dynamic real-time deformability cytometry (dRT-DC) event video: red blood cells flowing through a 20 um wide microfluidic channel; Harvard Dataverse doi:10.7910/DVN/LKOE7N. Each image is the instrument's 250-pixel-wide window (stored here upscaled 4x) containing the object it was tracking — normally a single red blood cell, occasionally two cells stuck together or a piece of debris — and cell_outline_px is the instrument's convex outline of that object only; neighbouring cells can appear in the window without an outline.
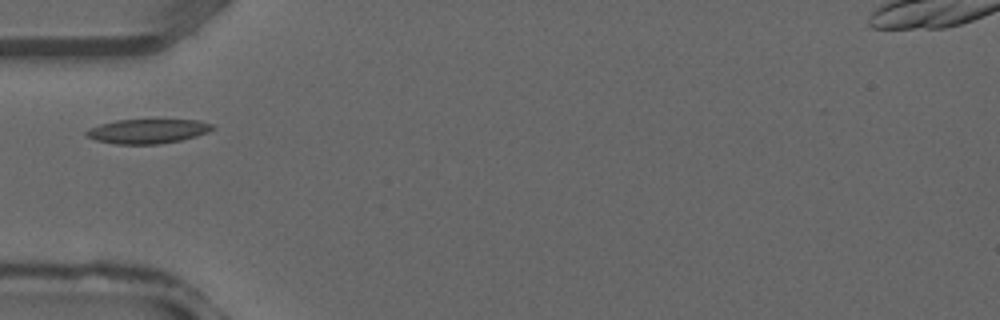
{"species": "common noctule bat (a hibernating species)", "species_latin": "Nyctalus noctula", "temperature_condition": "warm", "stored_images_in_passage": 23, "camera_frame_rate_fps": 3000, "um_per_image_px": 0.085, "animal": {"sex": "male", "forearm_length_mm": 52.5}, "frame": {"image": 1, "passage_image": 1, "time_ms": 0.0, "image_size_px": [1000, 320], "cell_outline_px": [[216, 128], [208, 132], [196, 136], [180, 140], [160, 144], [116, 144], [96, 140], [88, 136], [84, 132], [88, 128], [100, 124], [116, 120], [200, 120], [212, 124]], "centroid_in_image_um": [12.56, 11.15], "position_along_channel_um": 72.4, "area_um2": 17.92}}
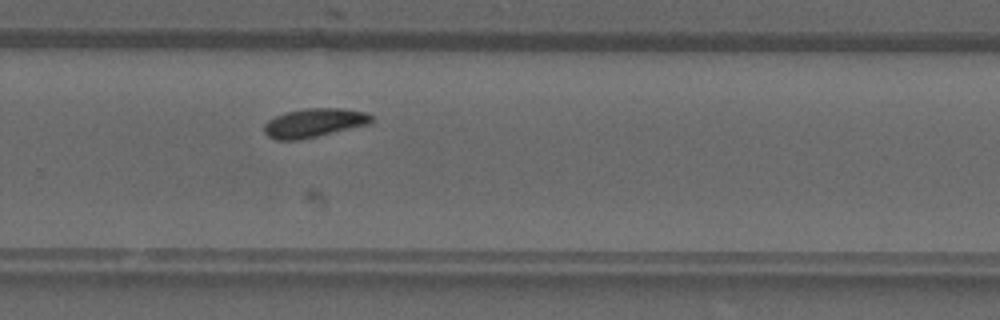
{"frame": {"image": 2, "passage_image": 14, "time_ms": 4.333, "image_size_px": [1000, 320], "cell_outline_px": [[372, 124], [316, 136], [296, 140], [276, 140], [268, 136], [264, 132], [264, 124], [268, 120], [284, 112], [304, 108], [344, 108], [368, 112], [372, 116]], "centroid_in_image_um": [26.72, 10.43], "position_along_channel_um": 303.1, "area_um2": 18.21}}
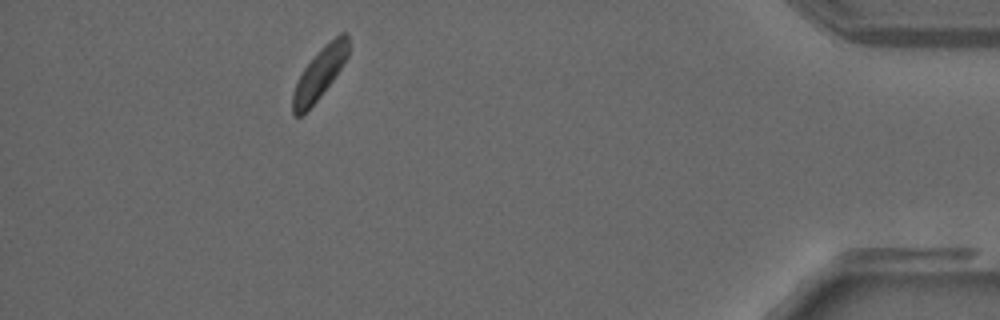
{"frame": {"image": 3, "passage_image": 23, "time_ms": 7.333, "image_size_px": [1000, 320], "cell_outline_px": [[348, 56], [332, 80], [320, 96], [300, 116], [292, 116], [292, 92], [304, 68], [320, 48], [340, 32], [348, 32]], "centroid_in_image_um": [27.16, 6.21], "position_along_channel_um": 408.0, "area_um2": 16.24}}